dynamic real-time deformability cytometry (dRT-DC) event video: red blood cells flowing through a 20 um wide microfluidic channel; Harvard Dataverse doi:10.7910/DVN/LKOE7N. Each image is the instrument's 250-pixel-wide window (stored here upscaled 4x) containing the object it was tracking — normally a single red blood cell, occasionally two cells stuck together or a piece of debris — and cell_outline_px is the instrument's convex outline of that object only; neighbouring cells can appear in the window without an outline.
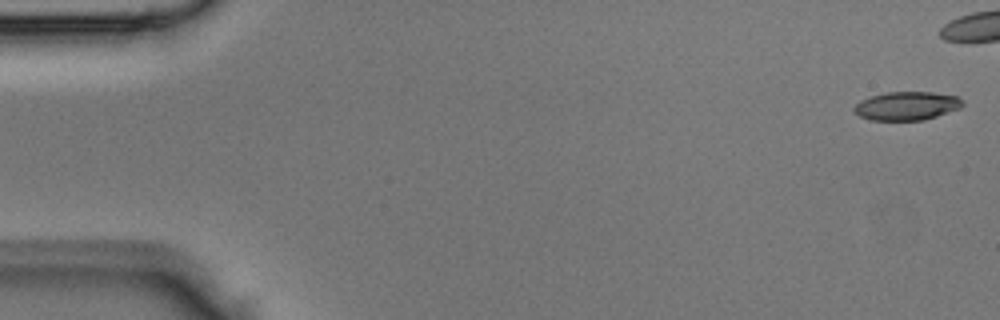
{"species": "Egyptian fruit bat (a non-hibernating species)", "species_latin": "Rousettus aegyptiacus", "temperature_condition": "room temperature", "stored_images_in_passage": 11, "camera_frame_rate_fps": 3000, "um_per_image_px": 0.085, "animal": {"sex": "male"}, "frame": {"image": 1, "passage_image": 1, "time_ms": 0.0, "image_size_px": [1000, 320], "cell_outline_px": [[964, 104], [960, 108], [924, 120], [868, 120], [860, 116], [852, 108], [860, 100], [872, 96], [888, 92], [932, 92], [956, 96]], "centroid_in_image_um": [77.05, 9.0], "position_along_channel_um": 7.9, "area_um2": 17.86}}